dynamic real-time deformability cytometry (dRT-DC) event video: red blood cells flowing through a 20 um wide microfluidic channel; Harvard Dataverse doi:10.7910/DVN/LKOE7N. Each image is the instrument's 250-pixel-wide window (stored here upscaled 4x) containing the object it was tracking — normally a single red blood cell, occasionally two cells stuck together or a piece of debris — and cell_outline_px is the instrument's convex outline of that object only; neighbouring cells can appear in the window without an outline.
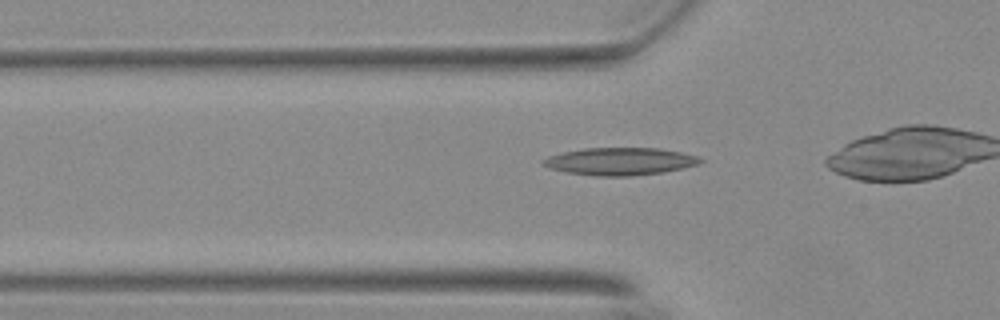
{"species": "Egyptian fruit bat (a non-hibernating species)", "species_latin": "Rousettus aegyptiacus", "temperature_condition": "warm", "stored_images_in_passage": 31, "camera_frame_rate_fps": 3000, "um_per_image_px": 0.085, "animal": {"sex": "female"}, "frame": {"image": 1, "passage_image": 6, "time_ms": 1.667, "image_size_px": [1000, 320], "cell_outline_px": [[704, 160], [700, 164], [660, 172], [628, 176], [596, 176], [568, 172], [548, 168], [540, 160], [548, 156], [560, 152], [584, 148], [660, 148], [680, 152], [696, 156]], "centroid_in_image_um": [52.65, 13.7], "position_along_channel_um": 73.1, "area_um2": 25.03}}
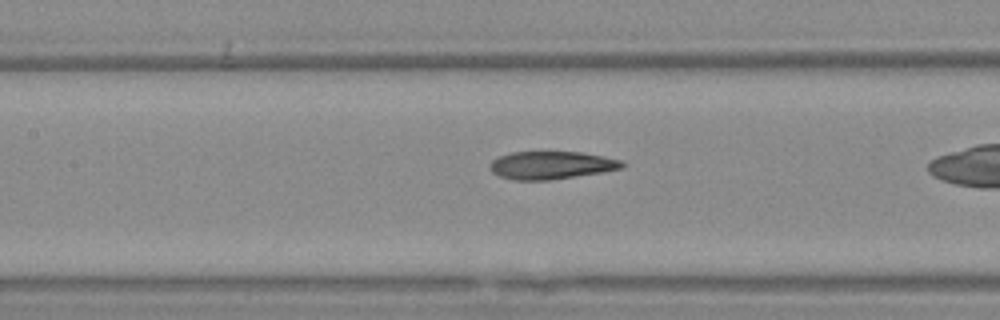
{"frame": {"image": 2, "passage_image": 13, "time_ms": 4.0, "image_size_px": [1000, 320], "cell_outline_px": [[628, 164], [624, 168], [604, 172], [548, 180], [512, 180], [500, 176], [492, 172], [492, 160], [500, 156], [512, 152], [584, 152], [604, 156], [620, 160]], "centroid_in_image_um": [46.94, 14.04], "position_along_channel_um": 160.5, "area_um2": 21.44}}
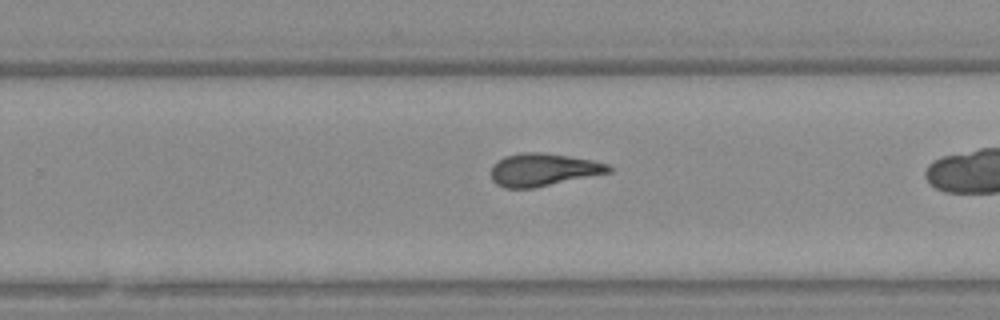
{"frame": {"image": 3, "passage_image": 23, "time_ms": 7.333, "image_size_px": [1000, 320], "cell_outline_px": [[612, 172], [532, 188], [504, 188], [496, 184], [492, 180], [492, 164], [496, 160], [504, 156], [520, 152], [544, 152], [592, 160], [608, 164], [612, 168]], "centroid_in_image_um": [46.14, 14.41], "position_along_channel_um": 283.7, "area_um2": 22.48}}